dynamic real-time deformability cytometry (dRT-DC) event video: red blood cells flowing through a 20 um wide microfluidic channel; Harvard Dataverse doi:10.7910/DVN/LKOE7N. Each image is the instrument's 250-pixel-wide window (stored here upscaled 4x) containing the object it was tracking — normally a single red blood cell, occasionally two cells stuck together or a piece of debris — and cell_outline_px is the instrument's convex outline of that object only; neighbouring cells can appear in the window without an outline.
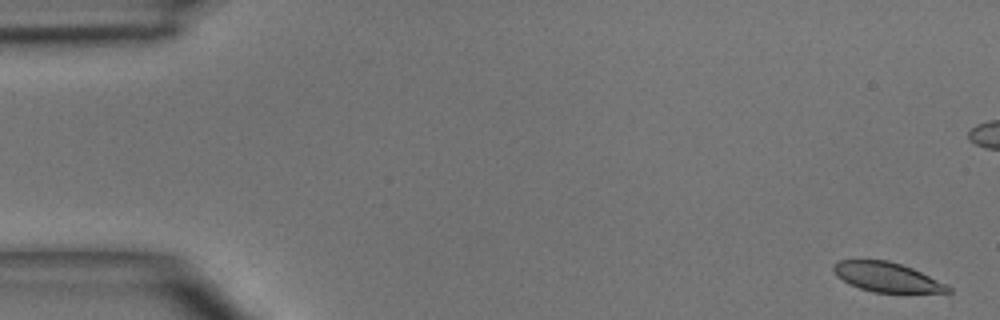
{"species": "common noctule bat (a hibernating species)", "species_latin": "Nyctalus noctula", "temperature_condition": "room temperature", "stored_images_in_passage": 9, "camera_frame_rate_fps": 3000, "um_per_image_px": 0.085, "animal": {"sex": "male", "body_mass_g": 15.6}, "frame": {"image": 1, "passage_image": 1, "time_ms": 0.0, "image_size_px": [1000, 320], "cell_outline_px": [[952, 292], [872, 292], [848, 284], [836, 276], [832, 268], [832, 264], [840, 260], [888, 260], [912, 268], [952, 288]], "centroid_in_image_um": [75.3, 23.55], "position_along_channel_um": 9.7, "area_um2": 19.42}}